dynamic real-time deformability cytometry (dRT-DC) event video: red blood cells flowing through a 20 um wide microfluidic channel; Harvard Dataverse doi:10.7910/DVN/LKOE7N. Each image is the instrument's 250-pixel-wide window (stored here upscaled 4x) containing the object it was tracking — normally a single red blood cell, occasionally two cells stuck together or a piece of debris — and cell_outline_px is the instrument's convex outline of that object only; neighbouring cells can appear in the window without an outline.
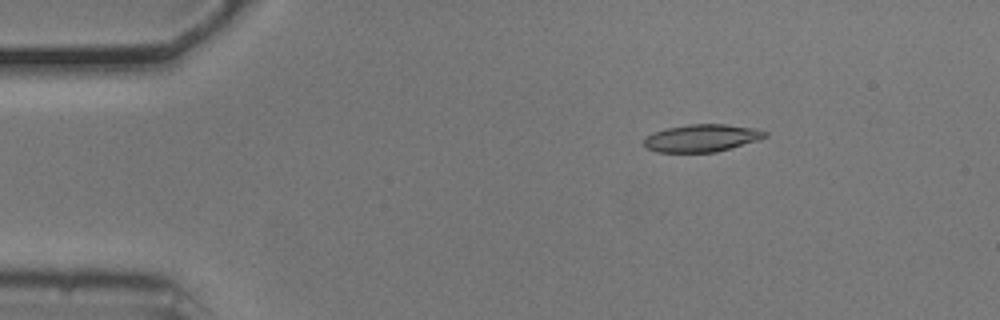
{"species": "common noctule bat (a hibernating species)", "species_latin": "Nyctalus noctula", "temperature_condition": "cold", "stored_images_in_passage": 54, "camera_frame_rate_fps": 3000, "um_per_image_px": 0.085, "animal": {"sex": "male", "body_mass_g": 20.5, "forearm_length_mm": 52.5}, "frame": {"image": 1, "passage_image": 8, "time_ms": 2.333, "image_size_px": [1000, 320], "cell_outline_px": [[768, 136], [760, 140], [732, 148], [716, 152], [656, 152], [644, 148], [644, 140], [648, 136], [656, 132], [668, 128], [688, 124], [724, 124], [752, 128], [768, 132]], "centroid_in_image_um": [59.68, 11.75], "position_along_channel_um": 25.3, "area_um2": 19.36}}
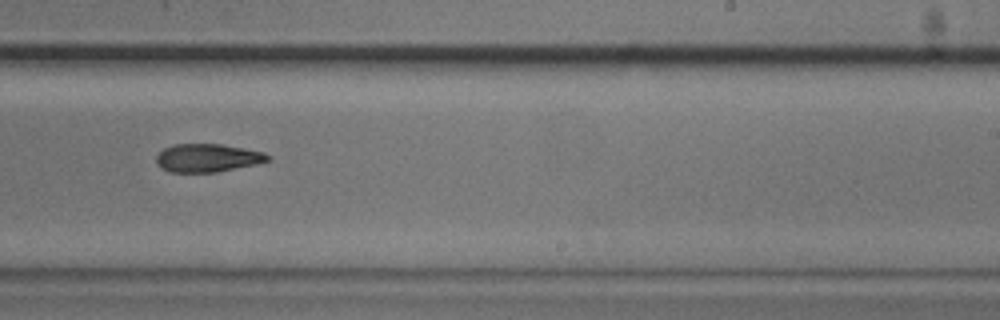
{"frame": {"image": 2, "passage_image": 33, "time_ms": 10.667, "image_size_px": [1000, 320], "cell_outline_px": [[272, 160], [256, 164], [216, 172], [172, 172], [160, 168], [156, 164], [156, 156], [164, 148], [172, 144], [220, 144], [244, 148], [264, 152], [272, 156]], "centroid_in_image_um": [17.65, 13.42], "position_along_channel_um": 271.3, "area_um2": 18.44}}
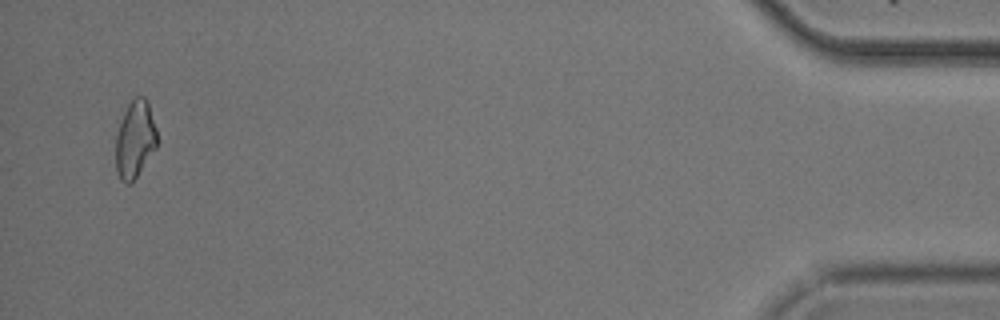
{"frame": {"image": 3, "passage_image": 52, "time_ms": 17.0, "image_size_px": [1000, 320], "cell_outline_px": [[156, 148], [132, 184], [124, 184], [120, 180], [116, 172], [116, 136], [124, 112], [128, 104], [136, 96], [144, 96], [148, 100], [156, 128]], "centroid_in_image_um": [11.47, 11.88], "position_along_channel_um": 423.7, "area_um2": 18.73}}